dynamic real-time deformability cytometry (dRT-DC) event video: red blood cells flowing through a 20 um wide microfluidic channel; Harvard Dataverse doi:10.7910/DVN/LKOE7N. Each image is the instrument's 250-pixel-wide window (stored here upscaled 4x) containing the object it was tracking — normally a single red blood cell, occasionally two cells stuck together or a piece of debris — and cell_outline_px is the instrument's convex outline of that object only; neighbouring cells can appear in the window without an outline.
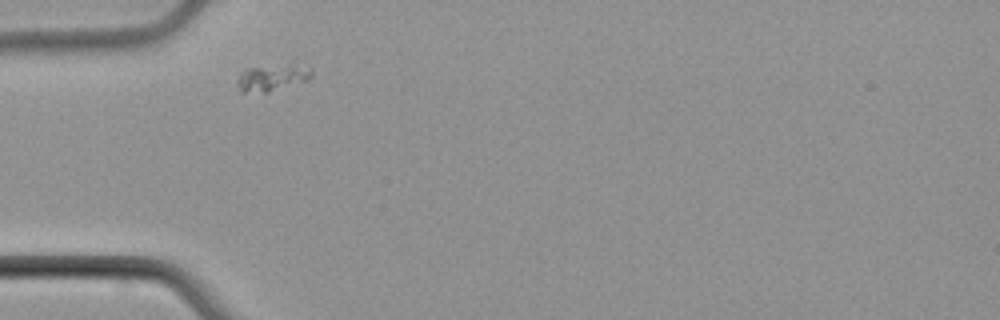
{"species": "common noctule bat (a hibernating species)", "species_latin": "Nyctalus noctula", "temperature_condition": "cold", "stored_images_in_passage": 3, "camera_frame_rate_fps": 3000, "um_per_image_px": 0.085, "animal": {"sex": "male", "body_mass_g": 21.5, "forearm_length_mm": 52.0}, "frame": {"image": 1, "passage_image": 1, "time_ms": 0.0, "image_size_px": [1000, 320], "cell_outline_px": [[312, 76], [308, 80], [268, 92], [240, 92], [236, 84], [236, 80], [248, 68], [288, 64], [292, 64], [312, 68]], "centroid_in_image_um": [23.15, 6.61], "position_along_channel_um": 61.9, "area_um2": 11.39}}
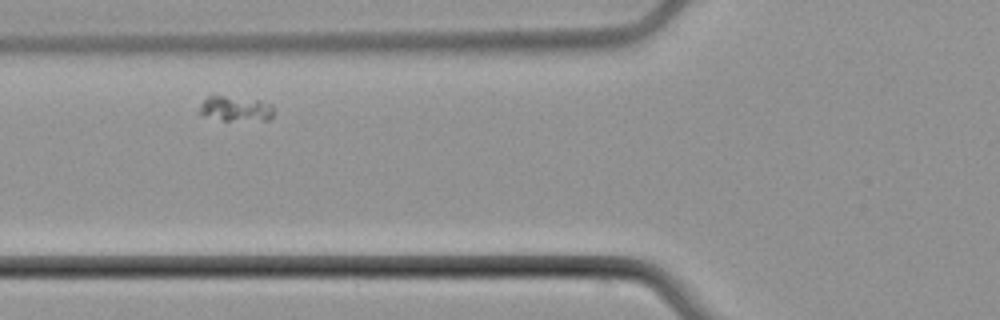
{"frame": {"image": 2, "passage_image": 2, "time_ms": 1.333, "image_size_px": [1000, 320], "cell_outline_px": [[272, 116], [268, 120], [224, 120], [200, 112], [200, 104], [212, 92], [260, 100], [272, 104]], "centroid_in_image_um": [20.03, 9.16], "position_along_channel_um": 105.8, "area_um2": 11.04}}
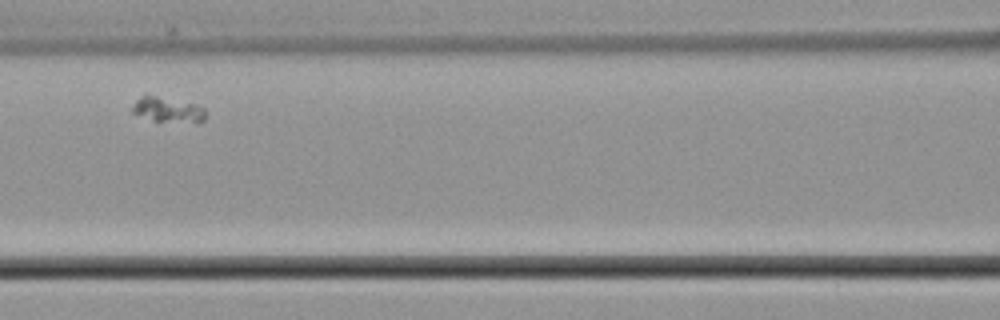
{"frame": {"image": 3, "passage_image": 3, "time_ms": 2.667, "image_size_px": [1000, 320], "cell_outline_px": [[204, 120], [200, 124], [196, 124], [152, 120], [132, 112], [132, 108], [136, 100], [144, 92], [192, 104], [204, 108]], "centroid_in_image_um": [14.25, 9.33], "position_along_channel_um": 152.4, "area_um2": 10.92}}